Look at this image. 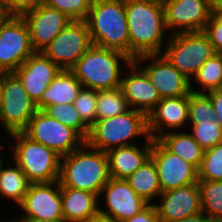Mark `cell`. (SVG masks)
<instances>
[{"instance_id":"cell-1","label":"cell","mask_w":222,"mask_h":222,"mask_svg":"<svg viewBox=\"0 0 222 222\" xmlns=\"http://www.w3.org/2000/svg\"><path fill=\"white\" fill-rule=\"evenodd\" d=\"M129 30V57L162 54L165 26L161 0H125ZM162 50V51H161Z\"/></svg>"},{"instance_id":"cell-2","label":"cell","mask_w":222,"mask_h":222,"mask_svg":"<svg viewBox=\"0 0 222 222\" xmlns=\"http://www.w3.org/2000/svg\"><path fill=\"white\" fill-rule=\"evenodd\" d=\"M110 178L107 153L91 148L86 143L61 157V187L84 190L99 196Z\"/></svg>"},{"instance_id":"cell-3","label":"cell","mask_w":222,"mask_h":222,"mask_svg":"<svg viewBox=\"0 0 222 222\" xmlns=\"http://www.w3.org/2000/svg\"><path fill=\"white\" fill-rule=\"evenodd\" d=\"M92 44L129 57V30L125 0H93L87 19Z\"/></svg>"},{"instance_id":"cell-4","label":"cell","mask_w":222,"mask_h":222,"mask_svg":"<svg viewBox=\"0 0 222 222\" xmlns=\"http://www.w3.org/2000/svg\"><path fill=\"white\" fill-rule=\"evenodd\" d=\"M120 61L129 64L132 59L121 51L92 45L71 69L83 88L113 90L120 88Z\"/></svg>"},{"instance_id":"cell-5","label":"cell","mask_w":222,"mask_h":222,"mask_svg":"<svg viewBox=\"0 0 222 222\" xmlns=\"http://www.w3.org/2000/svg\"><path fill=\"white\" fill-rule=\"evenodd\" d=\"M149 138L147 115L139 110L130 109L124 114L96 122L89 128L85 143L91 148L108 152L111 149L133 145L136 136Z\"/></svg>"},{"instance_id":"cell-6","label":"cell","mask_w":222,"mask_h":222,"mask_svg":"<svg viewBox=\"0 0 222 222\" xmlns=\"http://www.w3.org/2000/svg\"><path fill=\"white\" fill-rule=\"evenodd\" d=\"M14 140L13 163H16L31 183H51L59 180L61 156L23 132L7 135Z\"/></svg>"},{"instance_id":"cell-7","label":"cell","mask_w":222,"mask_h":222,"mask_svg":"<svg viewBox=\"0 0 222 222\" xmlns=\"http://www.w3.org/2000/svg\"><path fill=\"white\" fill-rule=\"evenodd\" d=\"M162 54L190 83L198 69L216 52L203 31L171 34Z\"/></svg>"},{"instance_id":"cell-8","label":"cell","mask_w":222,"mask_h":222,"mask_svg":"<svg viewBox=\"0 0 222 222\" xmlns=\"http://www.w3.org/2000/svg\"><path fill=\"white\" fill-rule=\"evenodd\" d=\"M37 111L19 78L13 72H2L0 122L7 135L22 132Z\"/></svg>"},{"instance_id":"cell-9","label":"cell","mask_w":222,"mask_h":222,"mask_svg":"<svg viewBox=\"0 0 222 222\" xmlns=\"http://www.w3.org/2000/svg\"><path fill=\"white\" fill-rule=\"evenodd\" d=\"M22 132L61 157L70 154L85 143V139L75 129L49 117L42 110H38L33 115Z\"/></svg>"},{"instance_id":"cell-10","label":"cell","mask_w":222,"mask_h":222,"mask_svg":"<svg viewBox=\"0 0 222 222\" xmlns=\"http://www.w3.org/2000/svg\"><path fill=\"white\" fill-rule=\"evenodd\" d=\"M92 45L87 22L71 20L41 53L62 70H71Z\"/></svg>"},{"instance_id":"cell-11","label":"cell","mask_w":222,"mask_h":222,"mask_svg":"<svg viewBox=\"0 0 222 222\" xmlns=\"http://www.w3.org/2000/svg\"><path fill=\"white\" fill-rule=\"evenodd\" d=\"M34 53L27 22L9 15L0 24V72H14Z\"/></svg>"},{"instance_id":"cell-12","label":"cell","mask_w":222,"mask_h":222,"mask_svg":"<svg viewBox=\"0 0 222 222\" xmlns=\"http://www.w3.org/2000/svg\"><path fill=\"white\" fill-rule=\"evenodd\" d=\"M166 29L175 33L203 31L209 21L212 0H161Z\"/></svg>"},{"instance_id":"cell-13","label":"cell","mask_w":222,"mask_h":222,"mask_svg":"<svg viewBox=\"0 0 222 222\" xmlns=\"http://www.w3.org/2000/svg\"><path fill=\"white\" fill-rule=\"evenodd\" d=\"M150 158L157 167L162 192L198 183V169L170 152L158 139H152Z\"/></svg>"},{"instance_id":"cell-14","label":"cell","mask_w":222,"mask_h":222,"mask_svg":"<svg viewBox=\"0 0 222 222\" xmlns=\"http://www.w3.org/2000/svg\"><path fill=\"white\" fill-rule=\"evenodd\" d=\"M148 60L150 63L143 68L142 62ZM133 61L141 64L142 67H139L146 73L161 98L180 97L191 93L190 79L173 66L163 54L142 55Z\"/></svg>"},{"instance_id":"cell-15","label":"cell","mask_w":222,"mask_h":222,"mask_svg":"<svg viewBox=\"0 0 222 222\" xmlns=\"http://www.w3.org/2000/svg\"><path fill=\"white\" fill-rule=\"evenodd\" d=\"M18 206L25 214L20 217L41 220L63 219L59 180L51 183H31Z\"/></svg>"},{"instance_id":"cell-16","label":"cell","mask_w":222,"mask_h":222,"mask_svg":"<svg viewBox=\"0 0 222 222\" xmlns=\"http://www.w3.org/2000/svg\"><path fill=\"white\" fill-rule=\"evenodd\" d=\"M101 195H104L108 209L106 211L99 206V214L114 218L118 222L130 219L149 205L124 179L110 178L101 189L99 201Z\"/></svg>"},{"instance_id":"cell-17","label":"cell","mask_w":222,"mask_h":222,"mask_svg":"<svg viewBox=\"0 0 222 222\" xmlns=\"http://www.w3.org/2000/svg\"><path fill=\"white\" fill-rule=\"evenodd\" d=\"M22 17L27 22L35 52H41L71 21L65 14L44 4L25 12Z\"/></svg>"},{"instance_id":"cell-18","label":"cell","mask_w":222,"mask_h":222,"mask_svg":"<svg viewBox=\"0 0 222 222\" xmlns=\"http://www.w3.org/2000/svg\"><path fill=\"white\" fill-rule=\"evenodd\" d=\"M160 204H154L160 222H176L202 212L198 183L164 191Z\"/></svg>"},{"instance_id":"cell-19","label":"cell","mask_w":222,"mask_h":222,"mask_svg":"<svg viewBox=\"0 0 222 222\" xmlns=\"http://www.w3.org/2000/svg\"><path fill=\"white\" fill-rule=\"evenodd\" d=\"M189 95L162 98L148 114V133L158 139L165 133L177 131L188 122Z\"/></svg>"},{"instance_id":"cell-20","label":"cell","mask_w":222,"mask_h":222,"mask_svg":"<svg viewBox=\"0 0 222 222\" xmlns=\"http://www.w3.org/2000/svg\"><path fill=\"white\" fill-rule=\"evenodd\" d=\"M61 70L41 52H35L13 73L19 78L29 97L37 103Z\"/></svg>"},{"instance_id":"cell-21","label":"cell","mask_w":222,"mask_h":222,"mask_svg":"<svg viewBox=\"0 0 222 222\" xmlns=\"http://www.w3.org/2000/svg\"><path fill=\"white\" fill-rule=\"evenodd\" d=\"M139 65L133 60L127 65L130 68V73L121 78L120 88L129 107L148 116L162 98Z\"/></svg>"},{"instance_id":"cell-22","label":"cell","mask_w":222,"mask_h":222,"mask_svg":"<svg viewBox=\"0 0 222 222\" xmlns=\"http://www.w3.org/2000/svg\"><path fill=\"white\" fill-rule=\"evenodd\" d=\"M144 139H146V143L142 148L133 144L117 147L107 152L111 178L125 180L150 158L152 138Z\"/></svg>"},{"instance_id":"cell-23","label":"cell","mask_w":222,"mask_h":222,"mask_svg":"<svg viewBox=\"0 0 222 222\" xmlns=\"http://www.w3.org/2000/svg\"><path fill=\"white\" fill-rule=\"evenodd\" d=\"M61 199L66 222H87L99 214V196L92 192L61 187Z\"/></svg>"},{"instance_id":"cell-24","label":"cell","mask_w":222,"mask_h":222,"mask_svg":"<svg viewBox=\"0 0 222 222\" xmlns=\"http://www.w3.org/2000/svg\"><path fill=\"white\" fill-rule=\"evenodd\" d=\"M82 88L83 85L71 70H61L45 89L36 107L38 110H43L53 104H74Z\"/></svg>"},{"instance_id":"cell-25","label":"cell","mask_w":222,"mask_h":222,"mask_svg":"<svg viewBox=\"0 0 222 222\" xmlns=\"http://www.w3.org/2000/svg\"><path fill=\"white\" fill-rule=\"evenodd\" d=\"M158 140L172 153L183 158L199 169L204 149L190 133L172 131L163 134Z\"/></svg>"},{"instance_id":"cell-26","label":"cell","mask_w":222,"mask_h":222,"mask_svg":"<svg viewBox=\"0 0 222 222\" xmlns=\"http://www.w3.org/2000/svg\"><path fill=\"white\" fill-rule=\"evenodd\" d=\"M137 195L151 205L152 200L162 193L157 167L149 158L133 174L125 179Z\"/></svg>"},{"instance_id":"cell-27","label":"cell","mask_w":222,"mask_h":222,"mask_svg":"<svg viewBox=\"0 0 222 222\" xmlns=\"http://www.w3.org/2000/svg\"><path fill=\"white\" fill-rule=\"evenodd\" d=\"M31 182L24 172L15 163V167L1 168L0 172V194L16 203L17 207L22 202L24 195L28 192Z\"/></svg>"},{"instance_id":"cell-28","label":"cell","mask_w":222,"mask_h":222,"mask_svg":"<svg viewBox=\"0 0 222 222\" xmlns=\"http://www.w3.org/2000/svg\"><path fill=\"white\" fill-rule=\"evenodd\" d=\"M195 82L199 83L202 90H196L190 83L191 92L208 93L213 90L222 89V53H215L209 58L193 76ZM207 91V92H206Z\"/></svg>"},{"instance_id":"cell-29","label":"cell","mask_w":222,"mask_h":222,"mask_svg":"<svg viewBox=\"0 0 222 222\" xmlns=\"http://www.w3.org/2000/svg\"><path fill=\"white\" fill-rule=\"evenodd\" d=\"M202 212L213 222H222V181L198 180Z\"/></svg>"},{"instance_id":"cell-30","label":"cell","mask_w":222,"mask_h":222,"mask_svg":"<svg viewBox=\"0 0 222 222\" xmlns=\"http://www.w3.org/2000/svg\"><path fill=\"white\" fill-rule=\"evenodd\" d=\"M130 109L121 88L97 91V120L121 115Z\"/></svg>"},{"instance_id":"cell-31","label":"cell","mask_w":222,"mask_h":222,"mask_svg":"<svg viewBox=\"0 0 222 222\" xmlns=\"http://www.w3.org/2000/svg\"><path fill=\"white\" fill-rule=\"evenodd\" d=\"M49 117L75 129L84 139L87 138L89 127L82 121L74 104L49 105L42 110Z\"/></svg>"},{"instance_id":"cell-32","label":"cell","mask_w":222,"mask_h":222,"mask_svg":"<svg viewBox=\"0 0 222 222\" xmlns=\"http://www.w3.org/2000/svg\"><path fill=\"white\" fill-rule=\"evenodd\" d=\"M198 180L222 181V143L204 150Z\"/></svg>"},{"instance_id":"cell-33","label":"cell","mask_w":222,"mask_h":222,"mask_svg":"<svg viewBox=\"0 0 222 222\" xmlns=\"http://www.w3.org/2000/svg\"><path fill=\"white\" fill-rule=\"evenodd\" d=\"M191 125L190 134L204 150L222 143V127L216 119L200 121Z\"/></svg>"},{"instance_id":"cell-34","label":"cell","mask_w":222,"mask_h":222,"mask_svg":"<svg viewBox=\"0 0 222 222\" xmlns=\"http://www.w3.org/2000/svg\"><path fill=\"white\" fill-rule=\"evenodd\" d=\"M215 110L210 97L206 93L189 94L188 123L197 124L200 121L214 120Z\"/></svg>"},{"instance_id":"cell-35","label":"cell","mask_w":222,"mask_h":222,"mask_svg":"<svg viewBox=\"0 0 222 222\" xmlns=\"http://www.w3.org/2000/svg\"><path fill=\"white\" fill-rule=\"evenodd\" d=\"M97 91L82 88L74 101L82 121L90 128L97 120Z\"/></svg>"},{"instance_id":"cell-36","label":"cell","mask_w":222,"mask_h":222,"mask_svg":"<svg viewBox=\"0 0 222 222\" xmlns=\"http://www.w3.org/2000/svg\"><path fill=\"white\" fill-rule=\"evenodd\" d=\"M93 0H44L43 4L57 9L71 20H86Z\"/></svg>"},{"instance_id":"cell-37","label":"cell","mask_w":222,"mask_h":222,"mask_svg":"<svg viewBox=\"0 0 222 222\" xmlns=\"http://www.w3.org/2000/svg\"><path fill=\"white\" fill-rule=\"evenodd\" d=\"M216 53H222V10H212V15L203 30Z\"/></svg>"},{"instance_id":"cell-38","label":"cell","mask_w":222,"mask_h":222,"mask_svg":"<svg viewBox=\"0 0 222 222\" xmlns=\"http://www.w3.org/2000/svg\"><path fill=\"white\" fill-rule=\"evenodd\" d=\"M44 0H3L8 15L22 16L25 12L43 4Z\"/></svg>"},{"instance_id":"cell-39","label":"cell","mask_w":222,"mask_h":222,"mask_svg":"<svg viewBox=\"0 0 222 222\" xmlns=\"http://www.w3.org/2000/svg\"><path fill=\"white\" fill-rule=\"evenodd\" d=\"M121 222H160V218L158 216V211L153 203L148 205L140 213L134 215L130 219Z\"/></svg>"},{"instance_id":"cell-40","label":"cell","mask_w":222,"mask_h":222,"mask_svg":"<svg viewBox=\"0 0 222 222\" xmlns=\"http://www.w3.org/2000/svg\"><path fill=\"white\" fill-rule=\"evenodd\" d=\"M206 94L210 97L211 103L214 107L215 119L222 127V89L213 90Z\"/></svg>"},{"instance_id":"cell-41","label":"cell","mask_w":222,"mask_h":222,"mask_svg":"<svg viewBox=\"0 0 222 222\" xmlns=\"http://www.w3.org/2000/svg\"><path fill=\"white\" fill-rule=\"evenodd\" d=\"M176 222H213V221L210 218H208L203 212H201L197 215L187 217Z\"/></svg>"},{"instance_id":"cell-42","label":"cell","mask_w":222,"mask_h":222,"mask_svg":"<svg viewBox=\"0 0 222 222\" xmlns=\"http://www.w3.org/2000/svg\"><path fill=\"white\" fill-rule=\"evenodd\" d=\"M15 222H66L64 219L41 220L31 217H15Z\"/></svg>"},{"instance_id":"cell-43","label":"cell","mask_w":222,"mask_h":222,"mask_svg":"<svg viewBox=\"0 0 222 222\" xmlns=\"http://www.w3.org/2000/svg\"><path fill=\"white\" fill-rule=\"evenodd\" d=\"M87 222H118L114 218L106 217L101 214H97L96 216L90 218Z\"/></svg>"},{"instance_id":"cell-44","label":"cell","mask_w":222,"mask_h":222,"mask_svg":"<svg viewBox=\"0 0 222 222\" xmlns=\"http://www.w3.org/2000/svg\"><path fill=\"white\" fill-rule=\"evenodd\" d=\"M3 0H0V24L8 17Z\"/></svg>"},{"instance_id":"cell-45","label":"cell","mask_w":222,"mask_h":222,"mask_svg":"<svg viewBox=\"0 0 222 222\" xmlns=\"http://www.w3.org/2000/svg\"><path fill=\"white\" fill-rule=\"evenodd\" d=\"M213 10H222V0H212Z\"/></svg>"},{"instance_id":"cell-46","label":"cell","mask_w":222,"mask_h":222,"mask_svg":"<svg viewBox=\"0 0 222 222\" xmlns=\"http://www.w3.org/2000/svg\"><path fill=\"white\" fill-rule=\"evenodd\" d=\"M1 82H2V72H0V106H1Z\"/></svg>"},{"instance_id":"cell-47","label":"cell","mask_w":222,"mask_h":222,"mask_svg":"<svg viewBox=\"0 0 222 222\" xmlns=\"http://www.w3.org/2000/svg\"><path fill=\"white\" fill-rule=\"evenodd\" d=\"M2 157H0V172H1V168H2V166H3V160L1 159Z\"/></svg>"},{"instance_id":"cell-48","label":"cell","mask_w":222,"mask_h":222,"mask_svg":"<svg viewBox=\"0 0 222 222\" xmlns=\"http://www.w3.org/2000/svg\"><path fill=\"white\" fill-rule=\"evenodd\" d=\"M3 222H6V221H3ZM7 222H15V220L13 218L12 220L10 219V221H7Z\"/></svg>"}]
</instances>
